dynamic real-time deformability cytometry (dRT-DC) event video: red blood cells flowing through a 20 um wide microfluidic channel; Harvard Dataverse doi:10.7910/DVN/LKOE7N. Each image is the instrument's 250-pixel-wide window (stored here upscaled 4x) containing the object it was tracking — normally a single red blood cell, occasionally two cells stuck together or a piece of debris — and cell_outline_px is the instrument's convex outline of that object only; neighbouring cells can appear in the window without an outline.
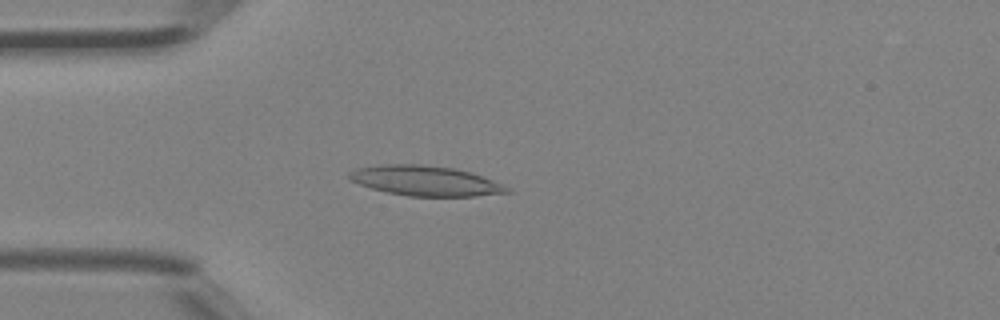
{"species": "Egyptian fruit bat (a non-hibernating species)", "species_latin": "Rousettus aegyptiacus", "temperature_condition": "room temperature", "stored_images_in_passage": 45, "camera_frame_rate_fps": 3000, "um_per_image_px": 0.085, "animal": {"sex": "female"}, "frame": {"image": 1, "passage_image": 12, "time_ms": 3.667, "image_size_px": [1000, 320], "cell_outline_px": [[512, 192], [476, 196], [408, 196], [388, 192], [372, 188], [348, 180], [348, 172], [356, 168], [376, 164], [424, 164], [456, 168], [472, 172], [504, 184], [512, 188]], "centroid_in_image_um": [36.18, 15.35], "position_along_channel_um": 48.8, "area_um2": 28.03}}
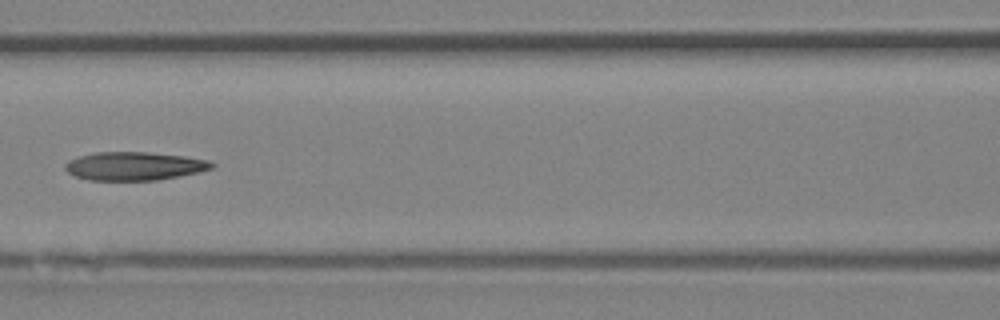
{"frame": {"image": 2, "passage_image": 20, "time_ms": 6.333, "image_size_px": [1000, 320], "cell_outline_px": [[216, 164], [212, 168], [200, 172], [180, 176], [156, 180], [88, 180], [76, 176], [68, 172], [64, 168], [64, 164], [68, 160], [76, 156], [96, 152], [148, 152], [184, 156], [208, 160]], "centroid_in_image_um": [11.4, 14.11], "position_along_channel_um": 155.2, "area_um2": 24.39}}
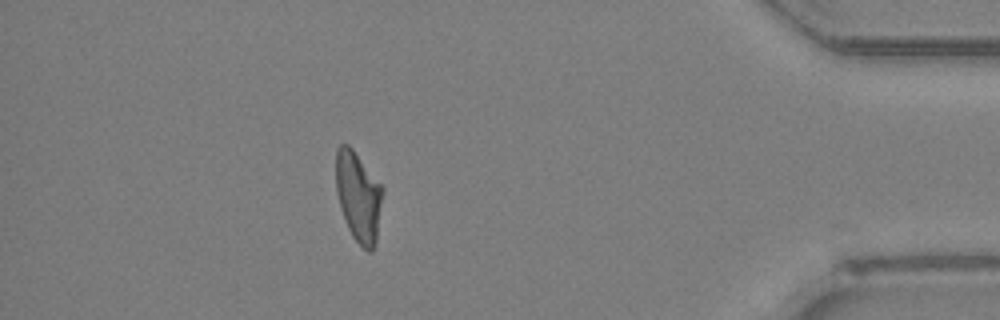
{"frame": {"image": 3, "passage_image": 40, "time_ms": 13.0, "image_size_px": [1000, 320], "cell_outline_px": [[384, 192], [376, 240], [372, 252], [368, 252], [352, 236], [348, 228], [340, 208], [336, 192], [336, 148], [340, 144], [348, 144], [352, 148], [384, 188]], "centroid_in_image_um": [30.46, 16.7], "position_along_channel_um": 404.7, "area_um2": 24.57}, "authors_computed_cell_mechanics": {"area_um2": 24.7962, "velocity_mm_per_s": 4.475, "shape_relaxation_time_tau1_ms": null, "shape_relaxation_time_tau2_ms": 3.8157, "deformation_change_tau1": null, "deformation_change_tau2": 0.1321}}